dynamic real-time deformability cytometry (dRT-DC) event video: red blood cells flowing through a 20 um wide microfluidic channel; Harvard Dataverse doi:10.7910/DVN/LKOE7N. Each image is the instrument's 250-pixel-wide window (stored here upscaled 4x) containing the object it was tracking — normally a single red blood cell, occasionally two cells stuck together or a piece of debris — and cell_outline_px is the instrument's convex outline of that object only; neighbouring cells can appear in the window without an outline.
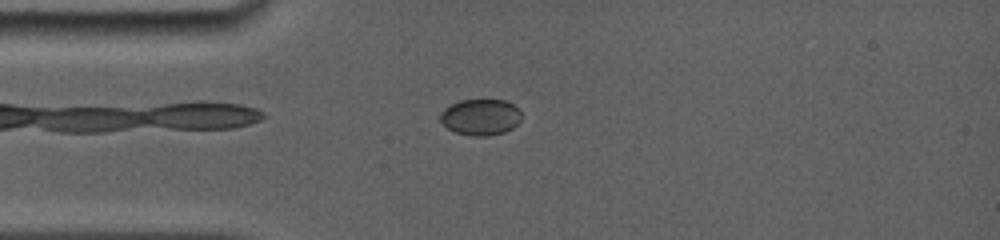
{"species": "common noctule bat (a hibernating species)", "species_latin": "Nyctalus noctula", "temperature_condition": "room temperature", "stored_images_in_passage": 44, "camera_frame_rate_fps": 5000, "um_per_image_px": 0.085, "animal": {"sex": "female", "body_mass_g": 19.0, "forearm_length_mm": 56.7}, "frame": {"image": 1, "passage_image": 26, "time_ms": 4.0, "image_size_px": [1000, 240], "cell_outline_px": [[520, 120], [512, 128], [504, 132], [488, 136], [472, 136], [456, 132], [448, 128], [440, 120], [440, 112], [444, 108], [460, 100], [504, 100], [512, 104], [520, 112]], "centroid_in_image_um": [40.82, 9.95], "position_along_channel_um": 44.2, "area_um2": 16.94}}
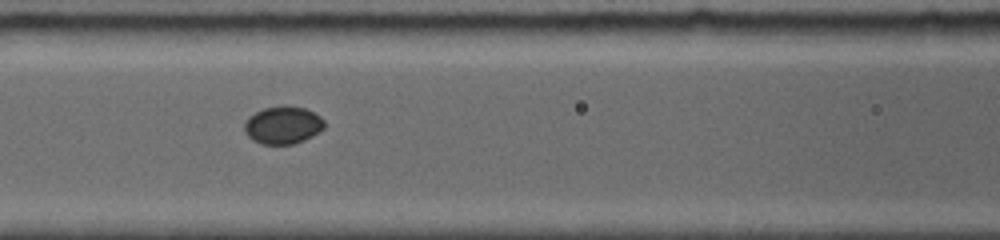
{"frame": {"image": 2, "passage_image": 38, "time_ms": 6.8, "image_size_px": [1000, 240], "cell_outline_px": [[324, 128], [312, 136], [304, 140], [292, 144], [264, 144], [252, 140], [244, 132], [244, 124], [248, 116], [264, 108], [284, 104], [304, 108], [320, 116], [324, 120]], "centroid_in_image_um": [24.03, 10.62], "position_along_channel_um": 142.6, "area_um2": 17.63}}
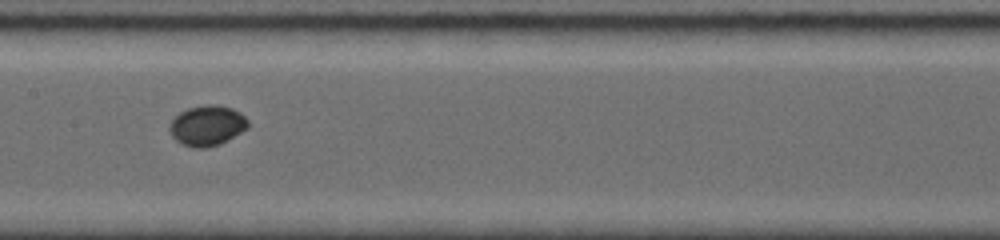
{"frame": {"image": 3, "passage_image": 41, "time_ms": 8.0, "image_size_px": [1000, 240], "cell_outline_px": [[248, 128], [220, 144], [204, 148], [192, 148], [180, 144], [172, 136], [168, 128], [172, 120], [180, 112], [188, 108], [204, 104], [216, 104], [232, 108], [240, 112], [248, 120]], "centroid_in_image_um": [17.6, 10.67], "position_along_channel_um": 189.8, "area_um2": 18.55}}